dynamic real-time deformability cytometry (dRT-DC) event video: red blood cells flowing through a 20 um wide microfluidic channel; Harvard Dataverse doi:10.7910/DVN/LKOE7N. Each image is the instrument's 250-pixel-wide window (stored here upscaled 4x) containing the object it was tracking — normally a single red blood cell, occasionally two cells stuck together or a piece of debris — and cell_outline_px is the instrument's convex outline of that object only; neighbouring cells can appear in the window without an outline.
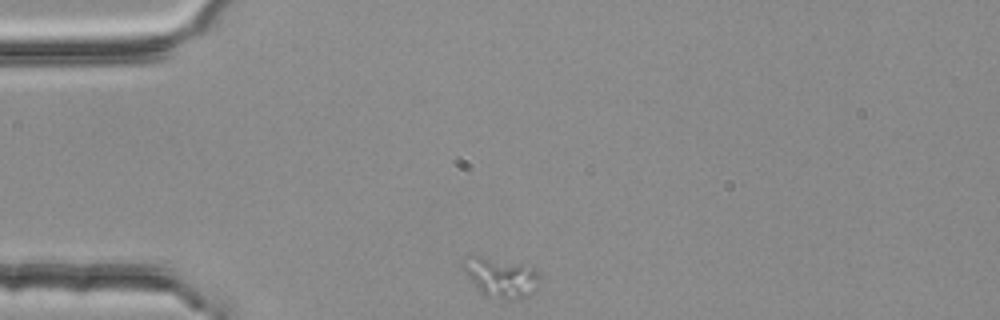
{"species": "common noctule bat (a hibernating species)", "species_latin": "Nyctalus noctula", "temperature_condition": "room temperature", "stored_images_in_passage": 6, "camera_frame_rate_fps": 3000, "um_per_image_px": 0.085, "animal": {"sex": "female", "body_mass_g": 25.1}, "frame": {"image": 1, "passage_image": 1, "time_ms": 0.0, "image_size_px": [1000, 320], "cell_outline_px": [[540, 276], [536, 288], [532, 292], [516, 300], [504, 300], [484, 296], [480, 292], [460, 264], [480, 256], [520, 264], [536, 268]], "centroid_in_image_um": [42.63, 23.63], "position_along_channel_um": 42.4, "area_um2": 17.17}}